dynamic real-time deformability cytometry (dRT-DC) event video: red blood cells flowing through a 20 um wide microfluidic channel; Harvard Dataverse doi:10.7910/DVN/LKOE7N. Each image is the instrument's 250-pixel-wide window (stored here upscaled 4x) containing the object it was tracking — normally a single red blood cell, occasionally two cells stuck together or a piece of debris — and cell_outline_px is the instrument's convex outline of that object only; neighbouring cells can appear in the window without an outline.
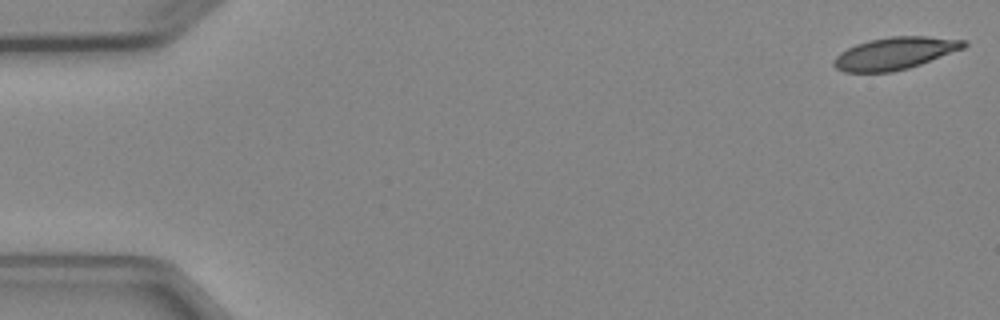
{"species": "Egyptian fruit bat (a non-hibernating species)", "species_latin": "Rousettus aegyptiacus", "temperature_condition": "cold", "stored_images_in_passage": 6, "segment_of_instrument_passage": [1, 2], "camera_frame_rate_fps": 3000, "um_per_image_px": 0.085, "animal": {"sex": "female"}, "frame": {"image": 1, "passage_image": 1, "time_ms": 0.0, "image_size_px": [1000, 320], "cell_outline_px": [[968, 44], [964, 48], [920, 64], [908, 68], [892, 72], [844, 72], [836, 68], [832, 64], [832, 60], [840, 52], [856, 44], [868, 40], [892, 36], [928, 36], [968, 40]], "centroid_in_image_um": [76.06, 4.53], "position_along_channel_um": 8.9, "area_um2": 24.51}}
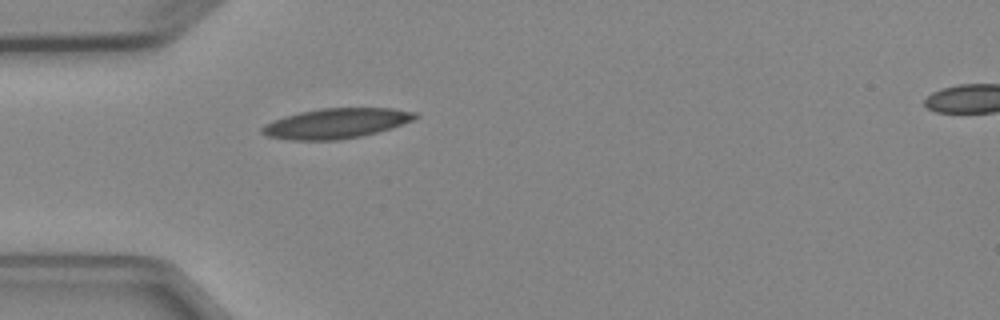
{"frame": {"image": 2, "passage_image": 5, "time_ms": 4.667, "image_size_px": [1000, 320], "cell_outline_px": [[420, 116], [412, 120], [392, 128], [360, 136], [336, 140], [292, 140], [268, 136], [260, 132], [260, 128], [264, 124], [272, 120], [284, 116], [300, 112], [320, 108], [392, 108], [416, 112]], "centroid_in_image_um": [28.55, 10.48], "position_along_channel_um": 56.4, "area_um2": 26.82}}